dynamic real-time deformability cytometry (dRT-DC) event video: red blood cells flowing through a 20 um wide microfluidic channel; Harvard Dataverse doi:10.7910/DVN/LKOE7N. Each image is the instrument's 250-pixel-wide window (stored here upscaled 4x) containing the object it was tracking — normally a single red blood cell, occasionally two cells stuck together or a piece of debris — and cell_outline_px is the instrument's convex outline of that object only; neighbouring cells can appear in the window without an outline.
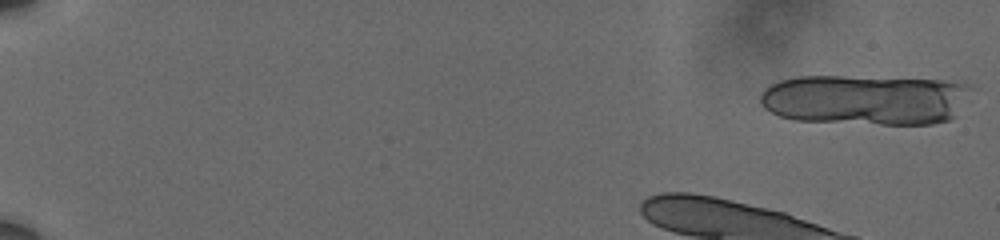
{"species": "human", "species_latin": "Homo sapiens", "temperature_condition": "cold", "stored_images_in_passage": 18, "camera_frame_rate_fps": 3000, "um_per_image_px": 0.085, "donor": {"sex": "male"}, "frame": {"image": 1, "passage_image": 1, "time_ms": 0.0, "image_size_px": [1000, 240], "cell_outline_px": [[972, 84], [952, 120], [932, 124], [880, 124], [796, 120], [780, 116], [764, 108], [760, 104], [760, 92], [768, 84], [780, 80], [796, 76], [844, 76], [940, 80]], "centroid_in_image_um": [73.48, 8.46], "position_along_channel_um": 11.5, "area_um2": 62.02}}